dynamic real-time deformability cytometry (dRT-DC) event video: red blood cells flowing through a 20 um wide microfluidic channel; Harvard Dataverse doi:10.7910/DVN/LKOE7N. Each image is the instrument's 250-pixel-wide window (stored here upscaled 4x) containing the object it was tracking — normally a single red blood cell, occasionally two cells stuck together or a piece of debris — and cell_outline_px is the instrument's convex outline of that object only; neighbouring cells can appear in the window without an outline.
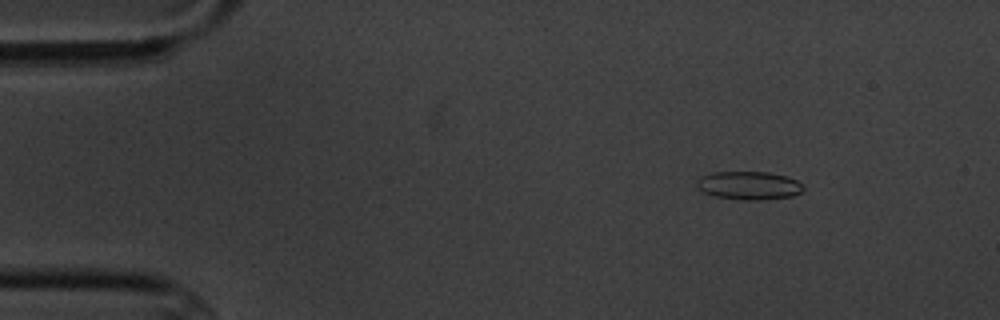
{"species": "common noctule bat (a hibernating species)", "species_latin": "Nyctalus noctula", "temperature_condition": "cold", "stored_images_in_passage": 5, "camera_frame_rate_fps": 3000, "um_per_image_px": 0.085, "animal": {"sex": "male", "body_mass_g": 20.1, "forearm_length_mm": 53.5}, "frame": {"image": 1, "passage_image": 1, "time_ms": 0.0, "image_size_px": [1000, 320], "cell_outline_px": [[804, 188], [800, 192], [792, 196], [764, 200], [740, 200], [712, 196], [696, 188], [696, 180], [700, 176], [712, 172], [768, 172], [784, 176], [796, 180], [804, 184]], "centroid_in_image_um": [63.61, 15.77], "position_along_channel_um": 21.4, "area_um2": 17.8}}